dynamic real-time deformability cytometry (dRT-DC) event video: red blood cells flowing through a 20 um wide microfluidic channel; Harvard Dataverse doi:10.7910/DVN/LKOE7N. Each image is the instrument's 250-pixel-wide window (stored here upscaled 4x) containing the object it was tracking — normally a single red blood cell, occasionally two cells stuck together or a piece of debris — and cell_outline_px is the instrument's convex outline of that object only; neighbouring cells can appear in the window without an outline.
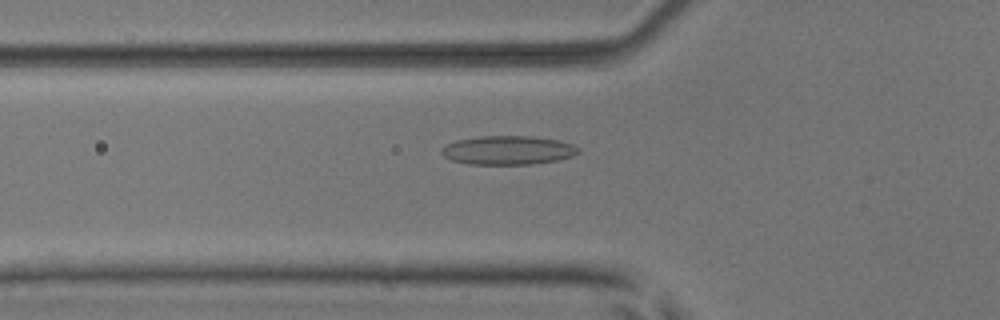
{"species": "common noctule bat (a hibernating species)", "species_latin": "Nyctalus noctula", "temperature_condition": "room temperature", "stored_images_in_passage": 38, "camera_frame_rate_fps": 3000, "um_per_image_px": 0.085, "animal": {"sex": "male", "body_mass_g": 17.9, "forearm_length_mm": 54.2}, "frame": {"image": 1, "passage_image": 5, "time_ms": 1.333, "image_size_px": [1000, 320], "cell_outline_px": [[580, 152], [572, 156], [556, 160], [532, 164], [472, 164], [452, 160], [444, 156], [440, 152], [440, 148], [456, 140], [480, 136], [532, 136], [560, 140], [572, 144], [580, 148]], "centroid_in_image_um": [43.19, 12.76], "position_along_channel_um": 82.6, "area_um2": 23.0}}
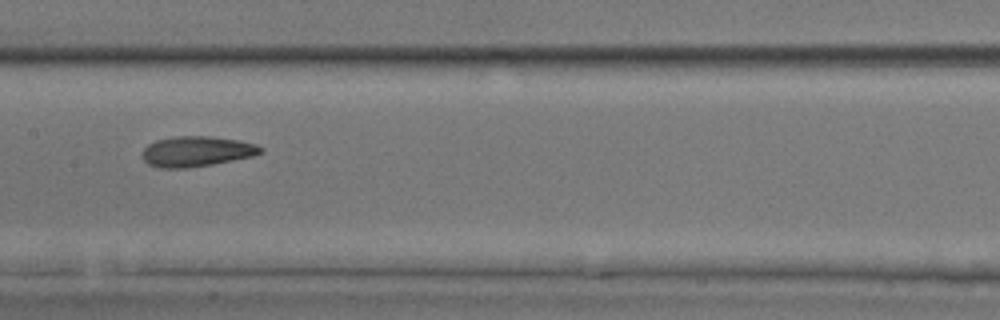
{"frame": {"image": 2, "passage_image": 13, "time_ms": 4.0, "image_size_px": [1000, 320], "cell_outline_px": [[264, 152], [252, 156], [212, 164], [184, 168], [160, 168], [148, 164], [140, 156], [144, 148], [148, 144], [156, 140], [176, 136], [208, 136], [240, 140], [256, 144], [264, 148]], "centroid_in_image_um": [16.7, 12.86], "position_along_channel_um": 190.7, "area_um2": 20.98}}
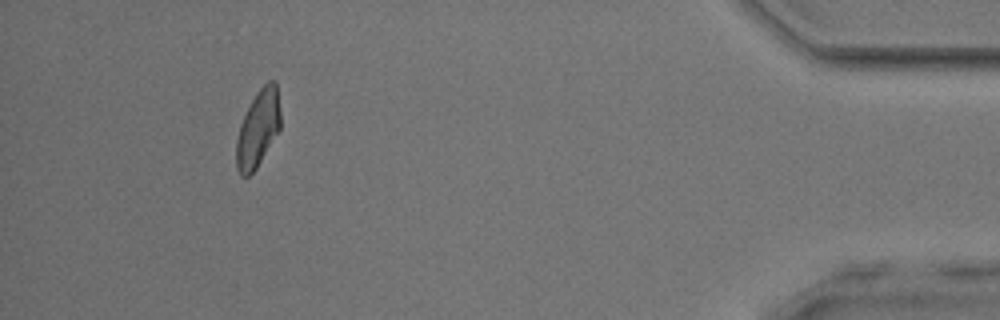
{"frame": {"image": 3, "passage_image": 34, "time_ms": 11.0, "image_size_px": [1000, 320], "cell_outline_px": [[280, 128], [256, 168], [248, 176], [240, 176], [236, 168], [236, 140], [240, 124], [256, 92], [268, 80], [272, 80], [276, 84], [280, 112]], "centroid_in_image_um": [21.91, 10.94], "position_along_channel_um": 413.3, "area_um2": 19.48}, "authors_computed_cell_mechanics": {"area_um2": 20.4612, "velocity_mm_per_s": 4.0448, "shape_relaxation_time_tau1_ms": 7.9451, "shape_relaxation_time_tau2_ms": 3.1923, "deformation_change_tau1": 0.18, "deformation_change_tau2": 0.1114}}